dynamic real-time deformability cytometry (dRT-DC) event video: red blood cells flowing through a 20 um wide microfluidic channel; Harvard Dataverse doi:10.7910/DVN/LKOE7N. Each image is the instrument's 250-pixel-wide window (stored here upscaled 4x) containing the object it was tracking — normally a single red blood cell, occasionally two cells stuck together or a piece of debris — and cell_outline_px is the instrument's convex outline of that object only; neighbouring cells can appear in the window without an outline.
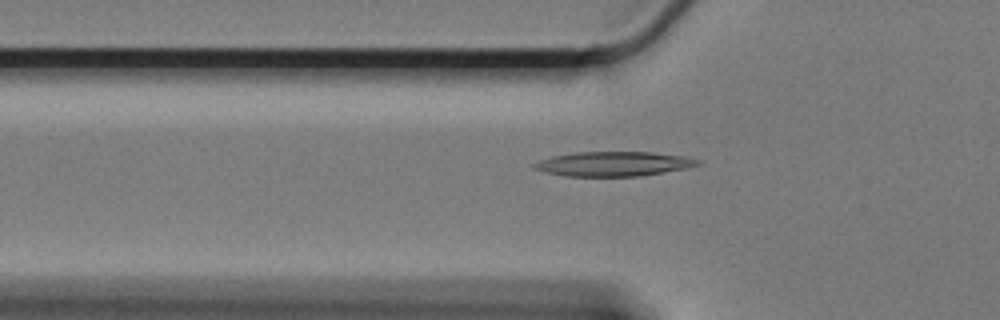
{"species": "Egyptian fruit bat (a non-hibernating species)", "species_latin": "Rousettus aegyptiacus", "temperature_condition": "cold", "stored_images_in_passage": 60, "segment_of_instrument_passage": [1, 2], "camera_frame_rate_fps": 3000, "um_per_image_px": 0.085, "animal": {"sex": "female"}, "frame": {"image": 1, "passage_image": 21, "time_ms": 6.667, "image_size_px": [1000, 320], "cell_outline_px": [[700, 164], [688, 168], [640, 176], [564, 176], [544, 172], [532, 168], [532, 164], [540, 160], [552, 156], [576, 152], [652, 152], [688, 156], [700, 160]], "centroid_in_image_um": [52.16, 13.93], "position_along_channel_um": 73.6, "area_um2": 23.58}}
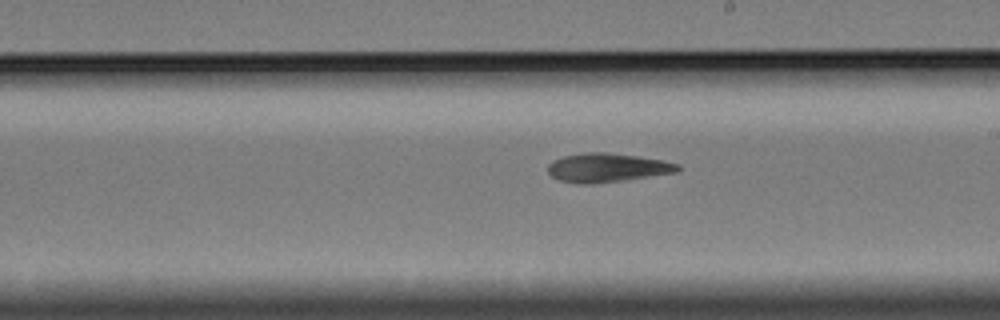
{"frame": {"image": 2, "passage_image": 36, "time_ms": 11.667, "image_size_px": [1000, 320], "cell_outline_px": [[680, 168], [676, 172], [624, 180], [592, 184], [580, 184], [560, 180], [552, 176], [548, 172], [548, 164], [552, 160], [564, 156], [584, 152], [608, 152], [636, 156], [660, 160], [680, 164]], "centroid_in_image_um": [51.57, 14.25], "position_along_channel_um": 237.4, "area_um2": 21.73}}
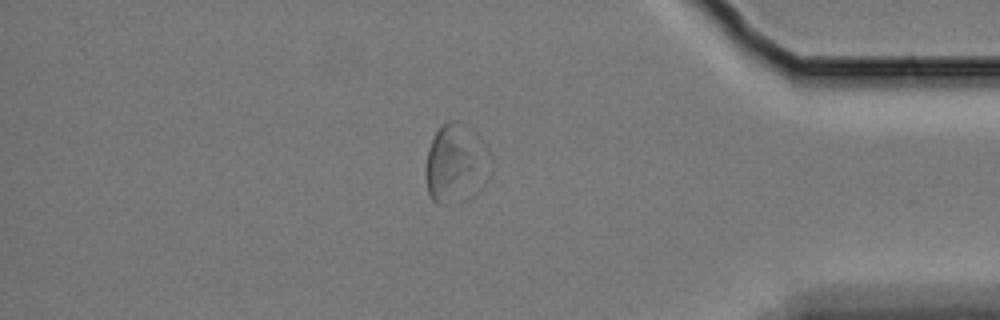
{"frame": {"image": 3, "passage_image": 53, "time_ms": 17.333, "image_size_px": [1000, 320], "cell_outline_px": [[492, 176], [444, 204], [440, 204], [432, 200], [428, 192], [424, 176], [424, 172], [428, 148], [440, 124], [448, 120], [452, 120], [468, 128], [480, 136], [492, 156]], "centroid_in_image_um": [38.73, 13.78], "position_along_channel_um": 396.5, "area_um2": 29.07}}